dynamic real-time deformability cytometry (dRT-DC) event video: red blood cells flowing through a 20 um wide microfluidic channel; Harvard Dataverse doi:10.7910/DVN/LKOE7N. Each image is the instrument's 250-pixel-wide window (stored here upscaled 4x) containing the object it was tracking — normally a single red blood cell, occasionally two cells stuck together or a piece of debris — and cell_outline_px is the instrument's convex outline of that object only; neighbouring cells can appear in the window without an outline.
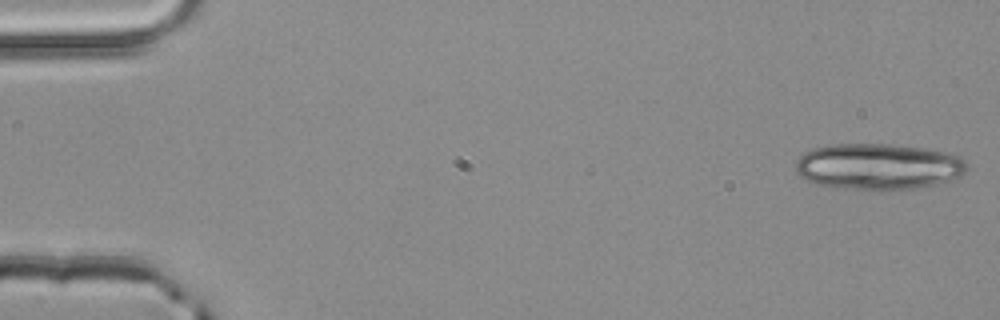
{"species": "common noctule bat (a hibernating species)", "species_latin": "Nyctalus noctula", "temperature_condition": "room temperature", "stored_images_in_passage": 18, "camera_frame_rate_fps": 3000, "um_per_image_px": 0.085, "animal": {"sex": "male", "body_mass_g": 20.4}, "frame": {"image": 1, "passage_image": 1, "time_ms": 0.0, "image_size_px": [1000, 320], "cell_outline_px": [[964, 172], [960, 176], [936, 184], [912, 188], [836, 188], [816, 184], [800, 176], [796, 172], [796, 160], [804, 152], [812, 148], [832, 144], [888, 144], [924, 148], [944, 152], [960, 156], [964, 160]], "centroid_in_image_um": [74.59, 14.13], "position_along_channel_um": 10.4, "area_um2": 45.37}}